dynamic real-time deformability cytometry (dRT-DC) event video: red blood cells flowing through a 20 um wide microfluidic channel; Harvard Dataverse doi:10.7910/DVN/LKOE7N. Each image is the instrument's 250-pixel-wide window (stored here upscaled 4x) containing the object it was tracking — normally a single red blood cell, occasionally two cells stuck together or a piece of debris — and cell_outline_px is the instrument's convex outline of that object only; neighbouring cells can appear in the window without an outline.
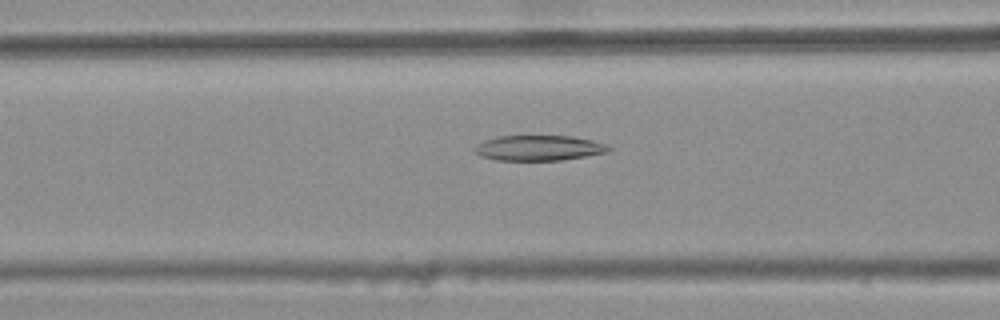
{"species": "common noctule bat (a hibernating species)", "species_latin": "Nyctalus noctula", "temperature_condition": "warm", "stored_images_in_passage": 48, "camera_frame_rate_fps": 3000, "um_per_image_px": 0.085, "animal": {"sex": "female", "body_mass_g": 25.1}, "frame": {"image": 1, "passage_image": 21, "time_ms": 6.667, "image_size_px": [1000, 320], "cell_outline_px": [[612, 148], [608, 152], [564, 160], [496, 160], [480, 156], [472, 148], [476, 144], [484, 140], [496, 136], [572, 136], [592, 140], [608, 144]], "centroid_in_image_um": [45.8, 12.57], "position_along_channel_um": 120.8, "area_um2": 19.94}}
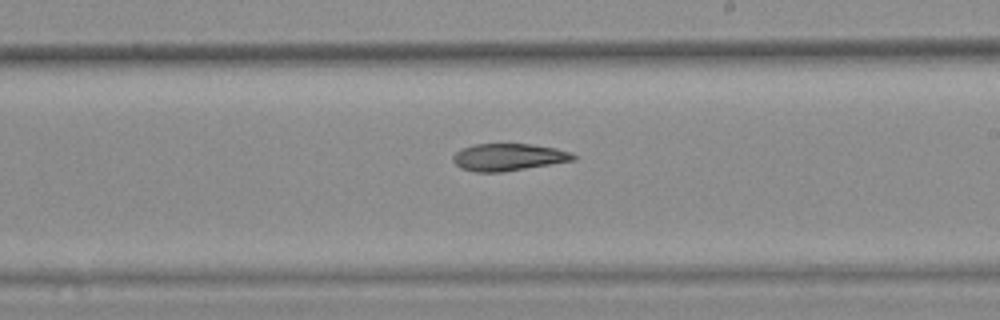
{"frame": {"image": 2, "passage_image": 31, "time_ms": 10.0, "image_size_px": [1000, 320], "cell_outline_px": [[576, 160], [504, 172], [476, 172], [460, 168], [452, 160], [452, 156], [460, 148], [472, 144], [532, 144], [556, 148], [572, 152], [576, 156]], "centroid_in_image_um": [43.21, 13.35], "position_along_channel_um": 245.8, "area_um2": 19.31}}
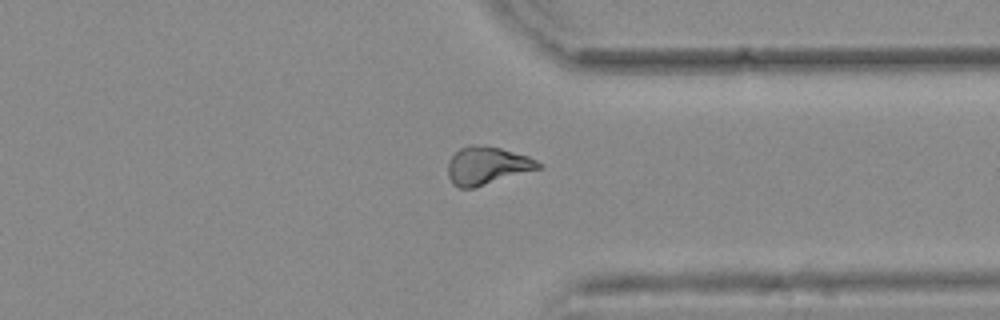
{"frame": {"image": 3, "passage_image": 41, "time_ms": 13.333, "image_size_px": [1000, 320], "cell_outline_px": [[544, 164], [540, 168], [476, 188], [460, 188], [452, 184], [448, 176], [448, 160], [460, 148], [468, 144], [484, 144], [500, 148], [528, 156]], "centroid_in_image_um": [41.38, 14.07], "position_along_channel_um": 370.0, "area_um2": 20.23}}